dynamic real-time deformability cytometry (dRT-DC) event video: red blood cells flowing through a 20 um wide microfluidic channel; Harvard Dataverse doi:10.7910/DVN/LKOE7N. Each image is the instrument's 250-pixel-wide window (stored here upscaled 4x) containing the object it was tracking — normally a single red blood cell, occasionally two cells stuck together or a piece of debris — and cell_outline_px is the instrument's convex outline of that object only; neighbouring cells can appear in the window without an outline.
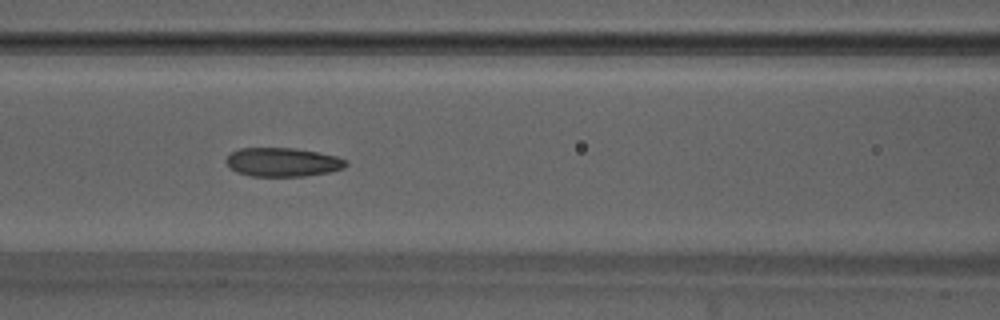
{"species": "Egyptian fruit bat (a non-hibernating species)", "species_latin": "Rousettus aegyptiacus", "temperature_condition": "warm", "stored_images_in_passage": 50, "camera_frame_rate_fps": 3000, "um_per_image_px": 0.085, "animal": {"sex": "male"}, "frame": {"image": 1, "passage_image": 22, "time_ms": 7.0, "image_size_px": [1000, 320], "cell_outline_px": [[348, 164], [344, 168], [328, 172], [304, 176], [252, 176], [236, 172], [224, 160], [232, 152], [240, 148], [296, 148], [336, 156], [348, 160]], "centroid_in_image_um": [24.04, 13.78], "position_along_channel_um": 142.6, "area_um2": 20.06}, "authors_computed_cell_mechanics": {"area_um2": 20.4034, "velocity_mm_per_s": 4.1832, "shape_relaxation_time_tau1_ms": 5.1828, "shape_relaxation_time_tau2_ms": 1.5908, "deformation_change_tau1": 0.1501, "deformation_change_tau2": 0.0818}}